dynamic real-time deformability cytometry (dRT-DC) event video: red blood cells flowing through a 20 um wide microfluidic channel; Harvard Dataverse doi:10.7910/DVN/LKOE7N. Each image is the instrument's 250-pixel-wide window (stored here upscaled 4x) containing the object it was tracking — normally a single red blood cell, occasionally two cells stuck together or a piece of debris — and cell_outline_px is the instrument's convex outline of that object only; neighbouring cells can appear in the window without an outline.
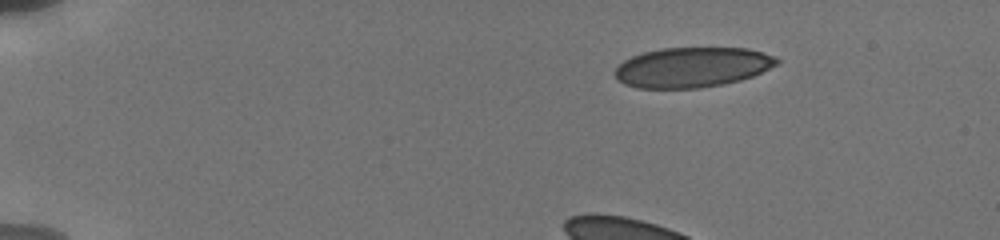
{"species": "human", "species_latin": "Homo sapiens", "temperature_condition": "cold", "stored_images_in_passage": 12, "camera_frame_rate_fps": 3000, "um_per_image_px": 0.085, "donor": {"sex": "male"}, "frame": {"image": 1, "passage_image": 1, "time_ms": 0.0, "image_size_px": [1000, 240], "cell_outline_px": [[780, 64], [752, 76], [740, 80], [724, 84], [700, 88], [636, 88], [624, 84], [616, 80], [612, 72], [624, 60], [632, 56], [644, 52], [664, 48], [748, 48], [776, 56], [780, 60]], "centroid_in_image_um": [58.84, 5.72], "position_along_channel_um": 26.2, "area_um2": 38.09}}